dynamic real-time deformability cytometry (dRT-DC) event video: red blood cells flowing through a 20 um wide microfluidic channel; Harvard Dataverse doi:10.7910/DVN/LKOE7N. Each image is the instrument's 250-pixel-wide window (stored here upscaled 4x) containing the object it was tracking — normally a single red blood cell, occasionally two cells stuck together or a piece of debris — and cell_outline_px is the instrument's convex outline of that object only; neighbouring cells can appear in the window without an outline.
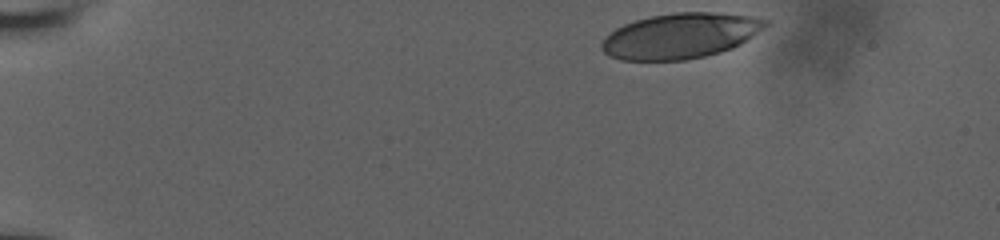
{"species": "human", "species_latin": "Homo sapiens", "temperature_condition": "room temperature", "stored_images_in_passage": 40, "camera_frame_rate_fps": 3000, "um_per_image_px": 0.085, "donor": {"sex": "male"}, "frame": {"image": 1, "passage_image": 1, "time_ms": 0.0, "image_size_px": [1000, 240], "cell_outline_px": [[772, 24], [740, 44], [732, 48], [720, 52], [704, 56], [684, 60], [620, 60], [608, 56], [600, 48], [600, 44], [616, 28], [624, 24], [636, 20], [652, 16], [676, 12], [720, 12], [752, 16], [772, 20]], "centroid_in_image_um": [57.9, 3.03], "position_along_channel_um": 27.1, "area_um2": 43.52}}
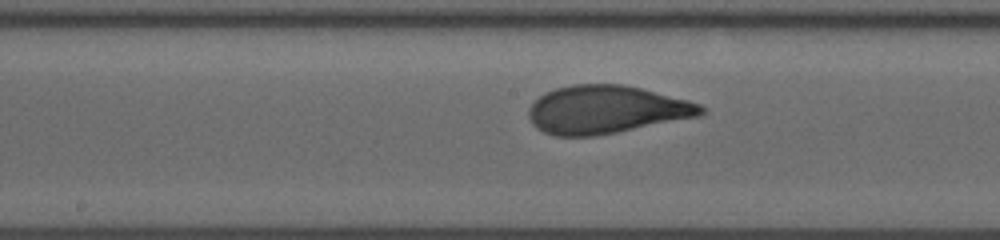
{"frame": {"image": 2, "passage_image": 23, "time_ms": 7.333, "image_size_px": [1000, 240], "cell_outline_px": [[708, 108], [700, 116], [596, 136], [556, 136], [544, 132], [536, 128], [532, 124], [528, 116], [528, 108], [544, 92], [556, 88], [572, 84], [624, 84], [688, 100], [700, 104]], "centroid_in_image_um": [51.52, 9.32], "position_along_channel_um": 196.7, "area_um2": 48.32}}
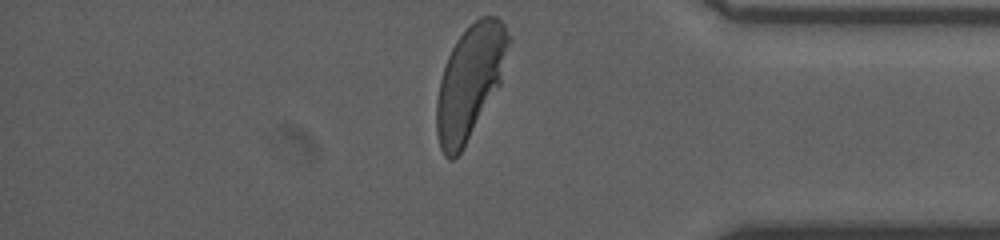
{"frame": {"image": 3, "passage_image": 40, "time_ms": 13.0, "image_size_px": [1000, 240], "cell_outline_px": [[512, 40], [500, 84], [460, 152], [452, 160], [448, 160], [444, 156], [440, 148], [436, 132], [436, 100], [440, 80], [448, 56], [456, 40], [480, 16], [496, 16], [504, 24], [512, 36]], "centroid_in_image_um": [39.96, 6.93], "position_along_channel_um": 395.2, "area_um2": 47.22}, "authors_computed_cell_mechanics": {"area_um2": 47.3671, "velocity_mm_per_s": 3.7961, "shape_relaxation_time_tau1_ms": 3.8064, "shape_relaxation_time_tau2_ms": null, "deformation_change_tau1": 0.1942, "deformation_change_tau2": null}}